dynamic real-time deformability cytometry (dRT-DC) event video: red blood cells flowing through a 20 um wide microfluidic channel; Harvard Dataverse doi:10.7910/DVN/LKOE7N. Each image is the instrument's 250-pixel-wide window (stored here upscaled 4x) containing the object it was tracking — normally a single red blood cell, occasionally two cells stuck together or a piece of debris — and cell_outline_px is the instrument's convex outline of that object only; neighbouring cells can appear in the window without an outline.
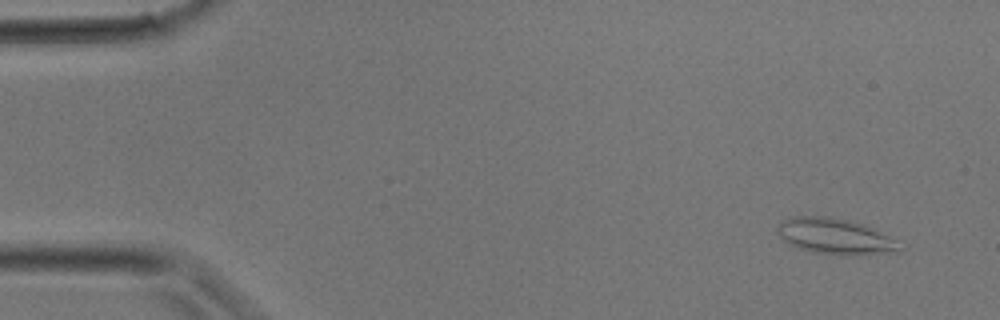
{"species": "common noctule bat (a hibernating species)", "species_latin": "Nyctalus noctula", "temperature_condition": "room temperature", "stored_images_in_passage": 22, "camera_frame_rate_fps": 3000, "um_per_image_px": 0.085, "animal": {"sex": "male", "body_mass_g": 17.9}, "frame": {"image": 1, "passage_image": 2, "time_ms": 0.333, "image_size_px": [1000, 320], "cell_outline_px": [[908, 244], [900, 252], [816, 252], [800, 248], [788, 244], [776, 232], [776, 228], [780, 220], [788, 216], [828, 216], [852, 220], [864, 224]], "centroid_in_image_um": [71.0, 20.01], "position_along_channel_um": 14.0, "area_um2": 25.2}}
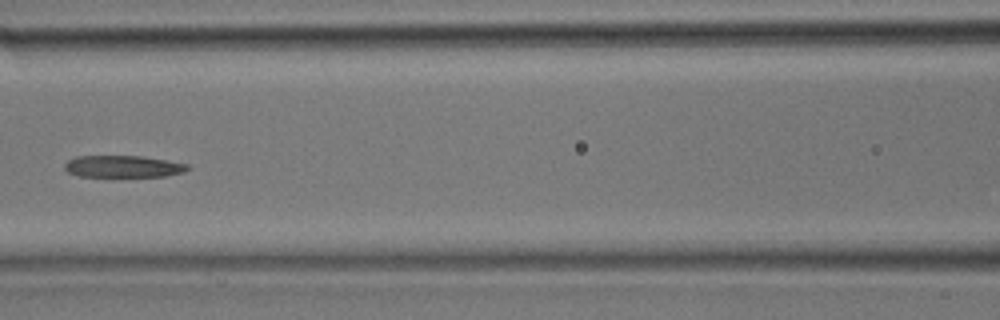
{"frame": {"image": 2, "passage_image": 14, "time_ms": 4.333, "image_size_px": [1000, 320], "cell_outline_px": [[192, 168], [184, 172], [164, 176], [80, 176], [68, 172], [64, 168], [64, 164], [68, 160], [76, 156], [140, 156], [168, 160], [188, 164]], "centroid_in_image_um": [10.49, 14.14], "position_along_channel_um": 156.1, "area_um2": 15.66}}
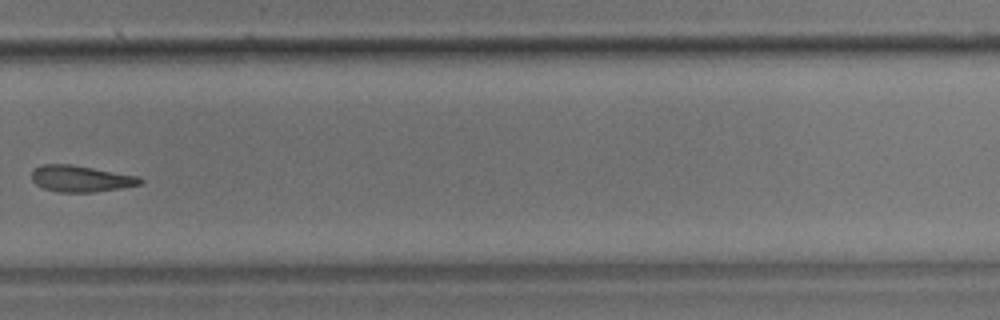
{"frame": {"image": 3, "passage_image": 22, "time_ms": 7.0, "image_size_px": [1000, 320], "cell_outline_px": [[144, 180], [140, 184], [120, 188], [92, 192], [60, 192], [44, 188], [36, 184], [32, 180], [32, 168], [44, 164], [72, 164], [140, 176]], "centroid_in_image_um": [6.87, 15.17], "position_along_channel_um": 322.9, "area_um2": 16.7}}